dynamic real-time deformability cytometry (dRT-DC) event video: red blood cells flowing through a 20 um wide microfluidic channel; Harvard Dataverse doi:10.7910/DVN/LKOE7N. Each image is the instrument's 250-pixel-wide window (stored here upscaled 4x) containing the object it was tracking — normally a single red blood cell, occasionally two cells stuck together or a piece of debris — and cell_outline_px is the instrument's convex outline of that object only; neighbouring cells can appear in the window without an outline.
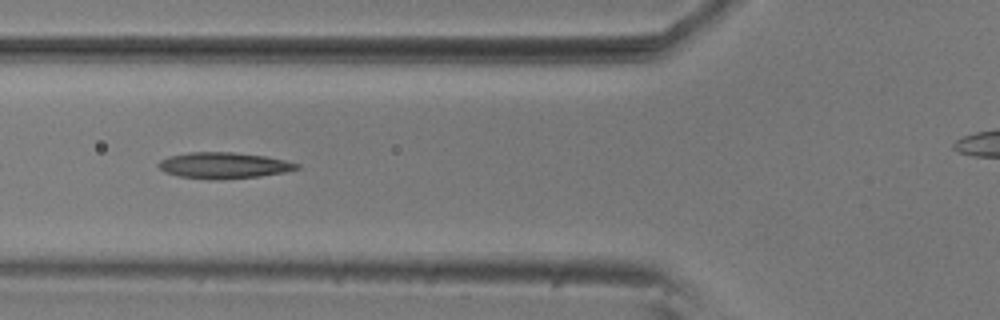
{"species": "common noctule bat (a hibernating species)", "species_latin": "Nyctalus noctula", "temperature_condition": "room temperature", "stored_images_in_passage": 34, "camera_frame_rate_fps": 3000, "um_per_image_px": 0.085, "animal": {"sex": "male", "body_mass_g": 20.5, "forearm_length_mm": 52.5}, "frame": {"image": 1, "passage_image": 5, "time_ms": 1.333, "image_size_px": [1000, 320], "cell_outline_px": [[300, 168], [288, 172], [260, 176], [216, 180], [208, 180], [180, 176], [164, 172], [156, 164], [160, 160], [168, 156], [188, 152], [232, 152], [264, 156], [284, 160], [300, 164]], "centroid_in_image_um": [19.01, 14.06], "position_along_channel_um": 106.8, "area_um2": 21.21}}
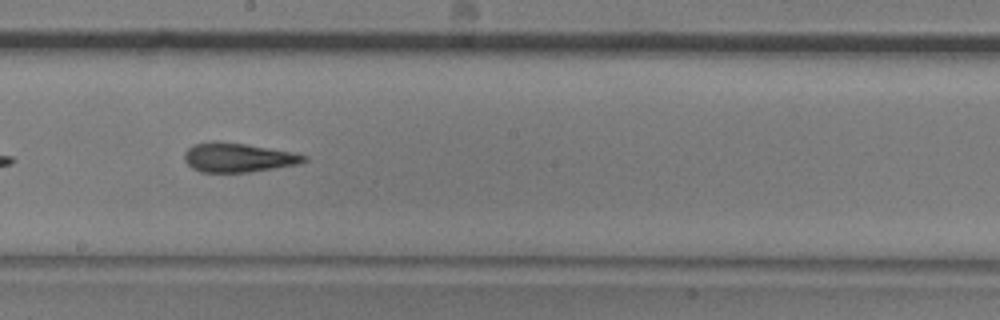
{"frame": {"image": 2, "passage_image": 15, "time_ms": 4.667, "image_size_px": [1000, 320], "cell_outline_px": [[308, 160], [300, 164], [248, 172], [200, 172], [192, 168], [184, 160], [184, 152], [192, 144], [216, 140], [244, 144], [292, 152], [308, 156]], "centroid_in_image_um": [20.21, 13.38], "position_along_channel_um": 228.0, "area_um2": 20.4}}
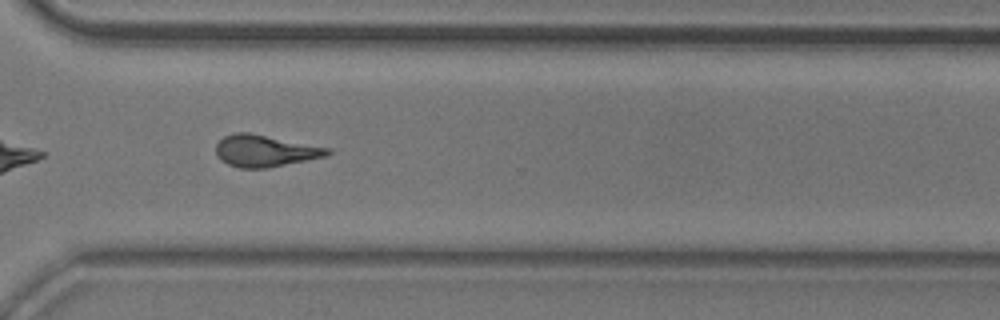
{"frame": {"image": 3, "passage_image": 25, "time_ms": 8.0, "image_size_px": [1000, 320], "cell_outline_px": [[332, 152], [324, 156], [268, 168], [240, 168], [228, 164], [220, 160], [216, 152], [216, 144], [224, 136], [236, 132], [248, 132], [332, 148]], "centroid_in_image_um": [22.51, 12.81], "position_along_channel_um": 348.1, "area_um2": 20.58}, "authors_computed_cell_mechanics": {"area_um2": 20.1144, "velocity_mm_per_s": 3.6183, "shape_relaxation_time_tau1_ms": 7.5733, "shape_relaxation_time_tau2_ms": 2.6892, "deformation_change_tau1": 0.2167, "deformation_change_tau2": 0.1218}}